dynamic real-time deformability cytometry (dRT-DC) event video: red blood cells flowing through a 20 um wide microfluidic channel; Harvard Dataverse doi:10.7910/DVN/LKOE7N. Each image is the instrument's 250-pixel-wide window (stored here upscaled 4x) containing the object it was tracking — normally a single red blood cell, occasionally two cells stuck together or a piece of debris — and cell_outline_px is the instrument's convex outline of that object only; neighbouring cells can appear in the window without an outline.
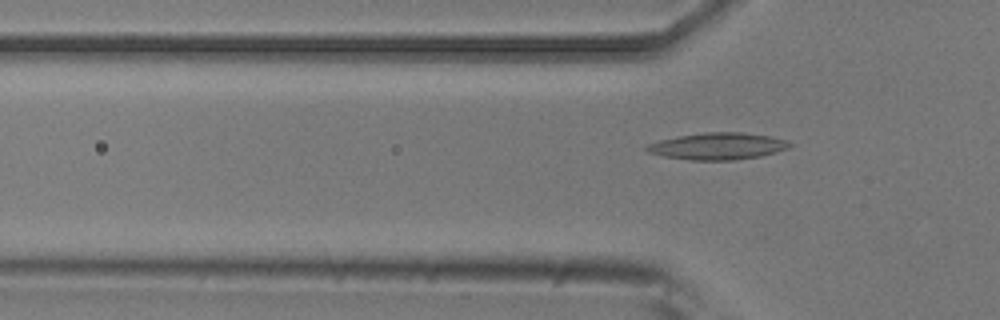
{"species": "common noctule bat (a hibernating species)", "species_latin": "Nyctalus noctula", "temperature_condition": "room temperature", "stored_images_in_passage": 3, "camera_frame_rate_fps": 3000, "um_per_image_px": 0.085, "animal": {"sex": "male", "body_mass_g": 20.5, "forearm_length_mm": 52.5}, "frame": {"image": 1, "passage_image": 3, "time_ms": 0.667, "image_size_px": [1000, 320], "cell_outline_px": [[792, 144], [788, 148], [776, 152], [760, 156], [732, 160], [692, 160], [664, 156], [648, 152], [644, 148], [648, 144], [660, 140], [676, 136], [704, 132], [740, 132], [772, 136], [788, 140]], "centroid_in_image_um": [61.02, 12.41], "position_along_channel_um": 64.8, "area_um2": 22.37}}